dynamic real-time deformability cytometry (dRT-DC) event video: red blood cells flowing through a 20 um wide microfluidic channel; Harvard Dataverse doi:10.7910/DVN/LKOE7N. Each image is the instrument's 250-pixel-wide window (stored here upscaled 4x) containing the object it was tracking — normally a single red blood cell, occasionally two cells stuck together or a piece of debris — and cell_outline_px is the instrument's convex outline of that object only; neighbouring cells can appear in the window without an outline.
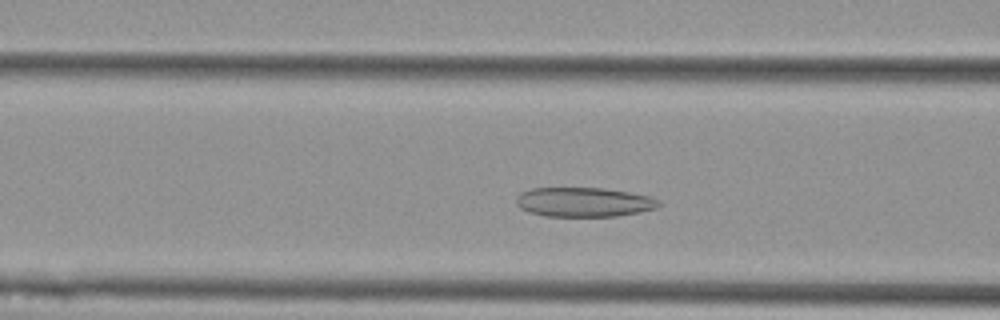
{"species": "Egyptian fruit bat (a non-hibernating species)", "species_latin": "Rousettus aegyptiacus", "temperature_condition": "cold", "stored_images_in_passage": 47, "camera_frame_rate_fps": 3000, "um_per_image_px": 0.085, "animal": {"sex": "female"}, "frame": {"image": 1, "passage_image": 13, "time_ms": 4.0, "image_size_px": [1000, 320], "cell_outline_px": [[660, 204], [656, 208], [640, 212], [616, 216], [544, 216], [528, 212], [520, 208], [516, 204], [516, 196], [520, 192], [532, 188], [604, 188], [628, 192], [648, 196], [660, 200]], "centroid_in_image_um": [49.59, 17.18], "position_along_channel_um": 117.0, "area_um2": 24.51}}
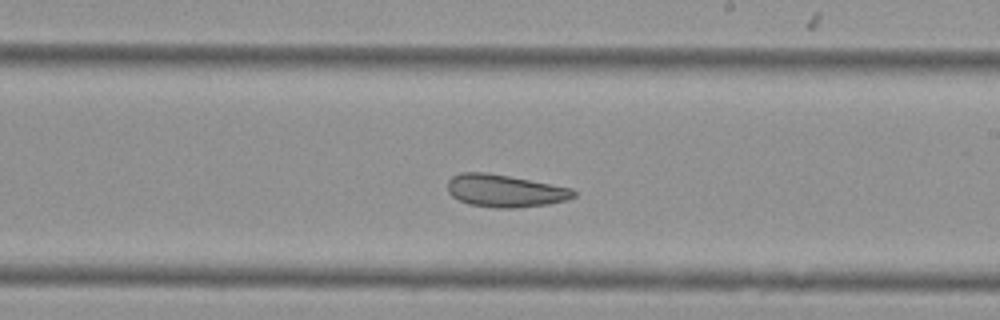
{"frame": {"image": 2, "passage_image": 24, "time_ms": 7.667, "image_size_px": [1000, 320], "cell_outline_px": [[576, 196], [568, 200], [548, 204], [516, 208], [496, 208], [468, 204], [452, 196], [448, 192], [448, 180], [452, 176], [460, 172], [488, 172], [572, 188], [576, 192]], "centroid_in_image_um": [42.92, 16.22], "position_along_channel_um": 246.1, "area_um2": 23.99}}
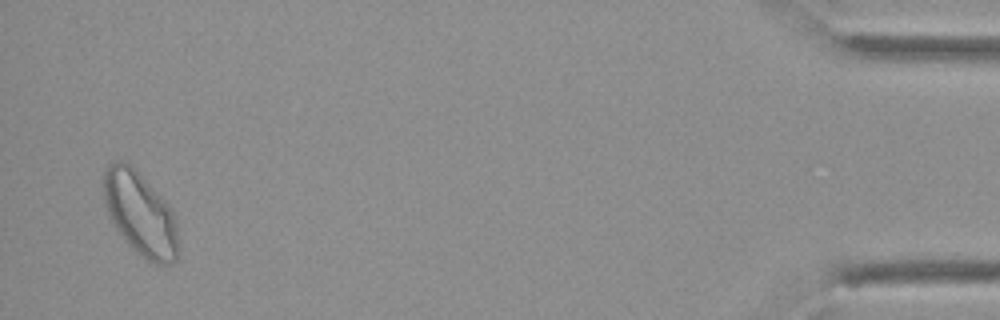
{"frame": {"image": 3, "passage_image": 46, "time_ms": 15.0, "image_size_px": [1000, 320], "cell_outline_px": [[180, 256], [176, 264], [156, 264], [148, 260], [136, 252], [124, 240], [116, 228], [104, 204], [104, 168], [112, 160], [124, 160], [132, 164], [136, 168], [172, 208], [176, 220], [180, 248]], "centroid_in_image_um": [11.97, 18.17], "position_along_channel_um": 423.2, "area_um2": 37.22}, "authors_computed_cell_mechanics": {"area_um2": 27.5706, "velocity_mm_per_s": 3.5329, "shape_relaxation_time_tau1_ms": null, "shape_relaxation_time_tau2_ms": 5.4907, "deformation_change_tau1": null, "deformation_change_tau2": 0.1032}}